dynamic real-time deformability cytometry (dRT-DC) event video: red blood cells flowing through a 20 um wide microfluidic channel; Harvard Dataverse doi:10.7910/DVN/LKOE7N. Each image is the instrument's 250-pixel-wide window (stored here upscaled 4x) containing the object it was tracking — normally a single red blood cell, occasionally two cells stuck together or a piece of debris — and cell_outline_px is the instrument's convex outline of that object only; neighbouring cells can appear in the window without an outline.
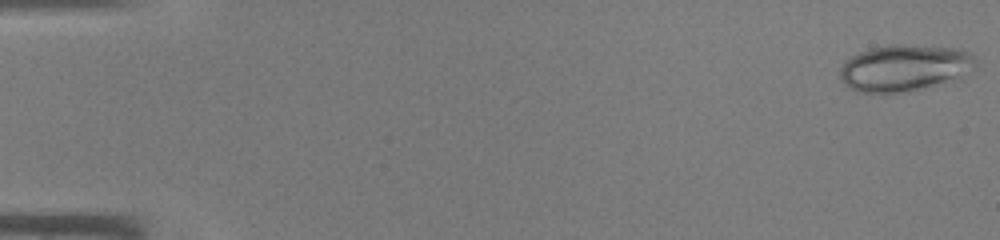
{"species": "common noctule bat (a hibernating species)", "species_latin": "Nyctalus noctula", "temperature_condition": "warm", "stored_images_in_passage": 44, "segment_of_instrument_passage": [1, 2], "camera_frame_rate_fps": 3000, "um_per_image_px": 0.085, "animal": {"sex": "male", "body_mass_g": 19.0, "forearm_length_mm": 50.8}, "frame": {"image": 1, "passage_image": 1, "time_ms": 0.0, "image_size_px": [1000, 240], "cell_outline_px": [[976, 64], [960, 80], [900, 92], [856, 92], [844, 84], [840, 80], [840, 68], [852, 56], [860, 52], [872, 48], [892, 44], [904, 44], [956, 48], [968, 52], [976, 60]], "centroid_in_image_um": [76.9, 5.77], "position_along_channel_um": 8.1, "area_um2": 36.7}}